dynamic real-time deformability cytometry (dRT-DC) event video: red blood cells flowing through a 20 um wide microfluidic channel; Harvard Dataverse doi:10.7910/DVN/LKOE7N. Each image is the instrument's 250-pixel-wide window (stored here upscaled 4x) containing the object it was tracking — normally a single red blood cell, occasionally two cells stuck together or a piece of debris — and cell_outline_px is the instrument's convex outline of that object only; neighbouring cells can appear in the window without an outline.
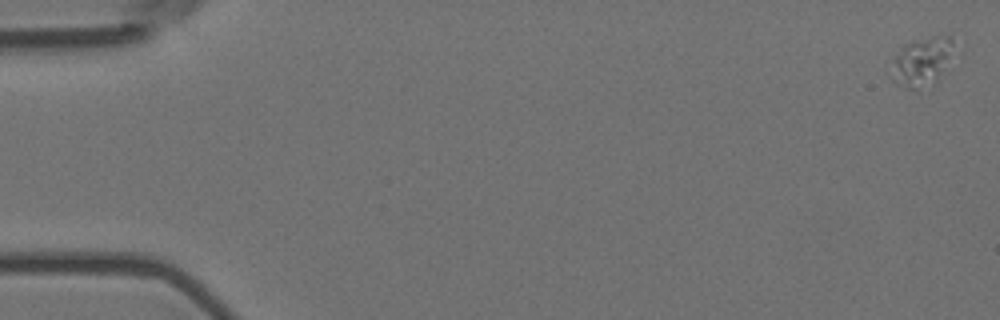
{"species": "Egyptian fruit bat (a non-hibernating species)", "species_latin": "Rousettus aegyptiacus", "temperature_condition": "room temperature", "stored_images_in_passage": 3, "camera_frame_rate_fps": 3000, "um_per_image_px": 0.085, "animal": {"sex": "female"}, "frame": {"image": 1, "passage_image": 1, "time_ms": 0.0, "image_size_px": [1000, 320], "cell_outline_px": [[964, 52], [916, 88], [908, 88], [900, 80], [892, 56], [904, 44], [916, 40], [936, 36], [952, 36], [964, 44]], "centroid_in_image_um": [78.66, 4.97], "position_along_channel_um": 6.3, "area_um2": 17.05}}